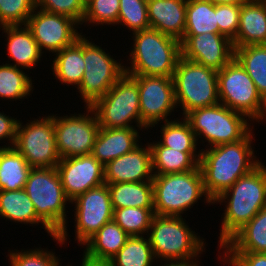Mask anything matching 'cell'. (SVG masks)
Segmentation results:
<instances>
[{
	"mask_svg": "<svg viewBox=\"0 0 266 266\" xmlns=\"http://www.w3.org/2000/svg\"><path fill=\"white\" fill-rule=\"evenodd\" d=\"M252 135L251 130L240 141L201 149L199 167L205 192L212 202L261 163L251 147L255 138Z\"/></svg>",
	"mask_w": 266,
	"mask_h": 266,
	"instance_id": "6da1fadb",
	"label": "cell"
},
{
	"mask_svg": "<svg viewBox=\"0 0 266 266\" xmlns=\"http://www.w3.org/2000/svg\"><path fill=\"white\" fill-rule=\"evenodd\" d=\"M227 200V201H226ZM227 203L222 216L219 236L221 248L266 206V166L260 163L248 174L239 178L214 201Z\"/></svg>",
	"mask_w": 266,
	"mask_h": 266,
	"instance_id": "7a4b0ae2",
	"label": "cell"
},
{
	"mask_svg": "<svg viewBox=\"0 0 266 266\" xmlns=\"http://www.w3.org/2000/svg\"><path fill=\"white\" fill-rule=\"evenodd\" d=\"M24 189L37 216L56 234L54 241L65 244L68 238L66 205L71 201L65 194L56 167L32 168Z\"/></svg>",
	"mask_w": 266,
	"mask_h": 266,
	"instance_id": "3957f363",
	"label": "cell"
},
{
	"mask_svg": "<svg viewBox=\"0 0 266 266\" xmlns=\"http://www.w3.org/2000/svg\"><path fill=\"white\" fill-rule=\"evenodd\" d=\"M130 66H124L127 75L173 77L181 57V41L156 29L133 33Z\"/></svg>",
	"mask_w": 266,
	"mask_h": 266,
	"instance_id": "277c9868",
	"label": "cell"
},
{
	"mask_svg": "<svg viewBox=\"0 0 266 266\" xmlns=\"http://www.w3.org/2000/svg\"><path fill=\"white\" fill-rule=\"evenodd\" d=\"M152 186L155 215L181 217V214L186 213L184 211L191 209L203 196L204 202L213 204L205 192L199 166L183 173L154 175Z\"/></svg>",
	"mask_w": 266,
	"mask_h": 266,
	"instance_id": "5b68a950",
	"label": "cell"
},
{
	"mask_svg": "<svg viewBox=\"0 0 266 266\" xmlns=\"http://www.w3.org/2000/svg\"><path fill=\"white\" fill-rule=\"evenodd\" d=\"M184 220L182 216L154 215L147 236L156 263L159 259L166 262L197 259L204 251L203 237Z\"/></svg>",
	"mask_w": 266,
	"mask_h": 266,
	"instance_id": "8992f818",
	"label": "cell"
},
{
	"mask_svg": "<svg viewBox=\"0 0 266 266\" xmlns=\"http://www.w3.org/2000/svg\"><path fill=\"white\" fill-rule=\"evenodd\" d=\"M173 81L176 106L181 107L182 118L194 109L220 103L218 72L213 69L181 56L174 71Z\"/></svg>",
	"mask_w": 266,
	"mask_h": 266,
	"instance_id": "52a82bcc",
	"label": "cell"
},
{
	"mask_svg": "<svg viewBox=\"0 0 266 266\" xmlns=\"http://www.w3.org/2000/svg\"><path fill=\"white\" fill-rule=\"evenodd\" d=\"M184 118L195 133L197 142L203 136V140L210 145L207 147L240 141L253 129L244 114L233 111L221 103L194 109Z\"/></svg>",
	"mask_w": 266,
	"mask_h": 266,
	"instance_id": "ba28073f",
	"label": "cell"
},
{
	"mask_svg": "<svg viewBox=\"0 0 266 266\" xmlns=\"http://www.w3.org/2000/svg\"><path fill=\"white\" fill-rule=\"evenodd\" d=\"M218 96L221 104L249 120L258 123L266 120V101L235 57L218 71Z\"/></svg>",
	"mask_w": 266,
	"mask_h": 266,
	"instance_id": "9c48e42d",
	"label": "cell"
},
{
	"mask_svg": "<svg viewBox=\"0 0 266 266\" xmlns=\"http://www.w3.org/2000/svg\"><path fill=\"white\" fill-rule=\"evenodd\" d=\"M90 107L102 128L139 127V130H142L139 88L130 75L124 73L113 87ZM133 121L136 126L132 125Z\"/></svg>",
	"mask_w": 266,
	"mask_h": 266,
	"instance_id": "30bf717a",
	"label": "cell"
},
{
	"mask_svg": "<svg viewBox=\"0 0 266 266\" xmlns=\"http://www.w3.org/2000/svg\"><path fill=\"white\" fill-rule=\"evenodd\" d=\"M83 59L85 71L77 88L84 106H91L103 97L124 75V66L113 59L101 46L86 39L83 35Z\"/></svg>",
	"mask_w": 266,
	"mask_h": 266,
	"instance_id": "8fae6325",
	"label": "cell"
},
{
	"mask_svg": "<svg viewBox=\"0 0 266 266\" xmlns=\"http://www.w3.org/2000/svg\"><path fill=\"white\" fill-rule=\"evenodd\" d=\"M29 121L23 126L19 120L13 147L32 168H55L61 157L55 140L54 114Z\"/></svg>",
	"mask_w": 266,
	"mask_h": 266,
	"instance_id": "7c38bea8",
	"label": "cell"
},
{
	"mask_svg": "<svg viewBox=\"0 0 266 266\" xmlns=\"http://www.w3.org/2000/svg\"><path fill=\"white\" fill-rule=\"evenodd\" d=\"M86 113L56 116L54 114L55 140L58 154L62 158L92 154L100 125L90 106Z\"/></svg>",
	"mask_w": 266,
	"mask_h": 266,
	"instance_id": "4fadbf2b",
	"label": "cell"
},
{
	"mask_svg": "<svg viewBox=\"0 0 266 266\" xmlns=\"http://www.w3.org/2000/svg\"><path fill=\"white\" fill-rule=\"evenodd\" d=\"M139 88L142 129H151L159 121H169L176 106L173 77L130 75Z\"/></svg>",
	"mask_w": 266,
	"mask_h": 266,
	"instance_id": "5bb4252c",
	"label": "cell"
},
{
	"mask_svg": "<svg viewBox=\"0 0 266 266\" xmlns=\"http://www.w3.org/2000/svg\"><path fill=\"white\" fill-rule=\"evenodd\" d=\"M75 238L84 245L104 224L112 221L113 208L107 184L87 190L73 201Z\"/></svg>",
	"mask_w": 266,
	"mask_h": 266,
	"instance_id": "9a60e30c",
	"label": "cell"
},
{
	"mask_svg": "<svg viewBox=\"0 0 266 266\" xmlns=\"http://www.w3.org/2000/svg\"><path fill=\"white\" fill-rule=\"evenodd\" d=\"M26 25L32 31L42 53L45 49L56 54L74 44L82 36L77 30L80 24L74 19L61 14L48 13L37 7Z\"/></svg>",
	"mask_w": 266,
	"mask_h": 266,
	"instance_id": "2e32d148",
	"label": "cell"
},
{
	"mask_svg": "<svg viewBox=\"0 0 266 266\" xmlns=\"http://www.w3.org/2000/svg\"><path fill=\"white\" fill-rule=\"evenodd\" d=\"M180 41L183 58L217 72L235 57L233 41L221 33L184 35Z\"/></svg>",
	"mask_w": 266,
	"mask_h": 266,
	"instance_id": "e0dca14e",
	"label": "cell"
},
{
	"mask_svg": "<svg viewBox=\"0 0 266 266\" xmlns=\"http://www.w3.org/2000/svg\"><path fill=\"white\" fill-rule=\"evenodd\" d=\"M56 169L70 201L105 183L104 166L92 154L62 158Z\"/></svg>",
	"mask_w": 266,
	"mask_h": 266,
	"instance_id": "ac0fdd59",
	"label": "cell"
},
{
	"mask_svg": "<svg viewBox=\"0 0 266 266\" xmlns=\"http://www.w3.org/2000/svg\"><path fill=\"white\" fill-rule=\"evenodd\" d=\"M152 154L149 144L138 145L104 166L105 184L152 181Z\"/></svg>",
	"mask_w": 266,
	"mask_h": 266,
	"instance_id": "d6986e66",
	"label": "cell"
},
{
	"mask_svg": "<svg viewBox=\"0 0 266 266\" xmlns=\"http://www.w3.org/2000/svg\"><path fill=\"white\" fill-rule=\"evenodd\" d=\"M187 0H147L150 28L178 40L184 37Z\"/></svg>",
	"mask_w": 266,
	"mask_h": 266,
	"instance_id": "ffe728a7",
	"label": "cell"
},
{
	"mask_svg": "<svg viewBox=\"0 0 266 266\" xmlns=\"http://www.w3.org/2000/svg\"><path fill=\"white\" fill-rule=\"evenodd\" d=\"M137 128H99L92 155L105 166L108 162L127 154L139 145Z\"/></svg>",
	"mask_w": 266,
	"mask_h": 266,
	"instance_id": "44dd1931",
	"label": "cell"
},
{
	"mask_svg": "<svg viewBox=\"0 0 266 266\" xmlns=\"http://www.w3.org/2000/svg\"><path fill=\"white\" fill-rule=\"evenodd\" d=\"M23 26L7 25L0 27V29L2 28V33H5L8 57L11 58L10 61H14V64L11 63L10 65L29 70L39 63L43 53L30 28L26 24Z\"/></svg>",
	"mask_w": 266,
	"mask_h": 266,
	"instance_id": "7402d4cb",
	"label": "cell"
},
{
	"mask_svg": "<svg viewBox=\"0 0 266 266\" xmlns=\"http://www.w3.org/2000/svg\"><path fill=\"white\" fill-rule=\"evenodd\" d=\"M234 47L266 44V0H247L241 5Z\"/></svg>",
	"mask_w": 266,
	"mask_h": 266,
	"instance_id": "603a6c76",
	"label": "cell"
},
{
	"mask_svg": "<svg viewBox=\"0 0 266 266\" xmlns=\"http://www.w3.org/2000/svg\"><path fill=\"white\" fill-rule=\"evenodd\" d=\"M152 154V170L154 175L183 173L195 170L199 166L201 150L198 152H181L159 142H148ZM198 153V154H197Z\"/></svg>",
	"mask_w": 266,
	"mask_h": 266,
	"instance_id": "cb8c5ba5",
	"label": "cell"
},
{
	"mask_svg": "<svg viewBox=\"0 0 266 266\" xmlns=\"http://www.w3.org/2000/svg\"><path fill=\"white\" fill-rule=\"evenodd\" d=\"M130 237L113 220L104 224L84 245V255L97 261H110Z\"/></svg>",
	"mask_w": 266,
	"mask_h": 266,
	"instance_id": "d4e9b609",
	"label": "cell"
},
{
	"mask_svg": "<svg viewBox=\"0 0 266 266\" xmlns=\"http://www.w3.org/2000/svg\"><path fill=\"white\" fill-rule=\"evenodd\" d=\"M21 224H42L43 229L51 236L56 234L37 216L33 202L25 189L17 191L0 190V218Z\"/></svg>",
	"mask_w": 266,
	"mask_h": 266,
	"instance_id": "484cf974",
	"label": "cell"
},
{
	"mask_svg": "<svg viewBox=\"0 0 266 266\" xmlns=\"http://www.w3.org/2000/svg\"><path fill=\"white\" fill-rule=\"evenodd\" d=\"M221 249L223 252L266 253V206Z\"/></svg>",
	"mask_w": 266,
	"mask_h": 266,
	"instance_id": "4316f807",
	"label": "cell"
},
{
	"mask_svg": "<svg viewBox=\"0 0 266 266\" xmlns=\"http://www.w3.org/2000/svg\"><path fill=\"white\" fill-rule=\"evenodd\" d=\"M52 74L61 84L76 85L78 88L85 71L83 59V35L71 46L54 54Z\"/></svg>",
	"mask_w": 266,
	"mask_h": 266,
	"instance_id": "83f0119b",
	"label": "cell"
},
{
	"mask_svg": "<svg viewBox=\"0 0 266 266\" xmlns=\"http://www.w3.org/2000/svg\"><path fill=\"white\" fill-rule=\"evenodd\" d=\"M113 209L154 208L152 181L107 184Z\"/></svg>",
	"mask_w": 266,
	"mask_h": 266,
	"instance_id": "f1b7e54d",
	"label": "cell"
},
{
	"mask_svg": "<svg viewBox=\"0 0 266 266\" xmlns=\"http://www.w3.org/2000/svg\"><path fill=\"white\" fill-rule=\"evenodd\" d=\"M32 167L14 147L0 148V190L24 189Z\"/></svg>",
	"mask_w": 266,
	"mask_h": 266,
	"instance_id": "f546056e",
	"label": "cell"
},
{
	"mask_svg": "<svg viewBox=\"0 0 266 266\" xmlns=\"http://www.w3.org/2000/svg\"><path fill=\"white\" fill-rule=\"evenodd\" d=\"M235 48V58L255 83L257 92L266 101V44Z\"/></svg>",
	"mask_w": 266,
	"mask_h": 266,
	"instance_id": "4dcf8cb0",
	"label": "cell"
},
{
	"mask_svg": "<svg viewBox=\"0 0 266 266\" xmlns=\"http://www.w3.org/2000/svg\"><path fill=\"white\" fill-rule=\"evenodd\" d=\"M220 33L217 24V5L208 0H187L184 35Z\"/></svg>",
	"mask_w": 266,
	"mask_h": 266,
	"instance_id": "1f68e13d",
	"label": "cell"
},
{
	"mask_svg": "<svg viewBox=\"0 0 266 266\" xmlns=\"http://www.w3.org/2000/svg\"><path fill=\"white\" fill-rule=\"evenodd\" d=\"M153 262L155 257L148 236H130L110 260L112 266H152Z\"/></svg>",
	"mask_w": 266,
	"mask_h": 266,
	"instance_id": "d6a6232c",
	"label": "cell"
},
{
	"mask_svg": "<svg viewBox=\"0 0 266 266\" xmlns=\"http://www.w3.org/2000/svg\"><path fill=\"white\" fill-rule=\"evenodd\" d=\"M165 121L161 125V145L180 150L181 152H197V138L189 122L183 118Z\"/></svg>",
	"mask_w": 266,
	"mask_h": 266,
	"instance_id": "836d02e7",
	"label": "cell"
},
{
	"mask_svg": "<svg viewBox=\"0 0 266 266\" xmlns=\"http://www.w3.org/2000/svg\"><path fill=\"white\" fill-rule=\"evenodd\" d=\"M32 79L19 67L5 63L0 65V97L6 100H19L30 96Z\"/></svg>",
	"mask_w": 266,
	"mask_h": 266,
	"instance_id": "e575fe53",
	"label": "cell"
},
{
	"mask_svg": "<svg viewBox=\"0 0 266 266\" xmlns=\"http://www.w3.org/2000/svg\"><path fill=\"white\" fill-rule=\"evenodd\" d=\"M154 215V208H118L113 209L112 220L128 235L144 236L149 232Z\"/></svg>",
	"mask_w": 266,
	"mask_h": 266,
	"instance_id": "d590c367",
	"label": "cell"
},
{
	"mask_svg": "<svg viewBox=\"0 0 266 266\" xmlns=\"http://www.w3.org/2000/svg\"><path fill=\"white\" fill-rule=\"evenodd\" d=\"M117 25L126 26L132 34L149 29L147 0H120Z\"/></svg>",
	"mask_w": 266,
	"mask_h": 266,
	"instance_id": "8d00e7d4",
	"label": "cell"
},
{
	"mask_svg": "<svg viewBox=\"0 0 266 266\" xmlns=\"http://www.w3.org/2000/svg\"><path fill=\"white\" fill-rule=\"evenodd\" d=\"M120 0H91L85 6L82 24L117 25Z\"/></svg>",
	"mask_w": 266,
	"mask_h": 266,
	"instance_id": "74e56055",
	"label": "cell"
},
{
	"mask_svg": "<svg viewBox=\"0 0 266 266\" xmlns=\"http://www.w3.org/2000/svg\"><path fill=\"white\" fill-rule=\"evenodd\" d=\"M36 8V0H0V27L25 25Z\"/></svg>",
	"mask_w": 266,
	"mask_h": 266,
	"instance_id": "f35d334b",
	"label": "cell"
},
{
	"mask_svg": "<svg viewBox=\"0 0 266 266\" xmlns=\"http://www.w3.org/2000/svg\"><path fill=\"white\" fill-rule=\"evenodd\" d=\"M35 248L31 250H11L9 261L11 266H61L59 257L52 251Z\"/></svg>",
	"mask_w": 266,
	"mask_h": 266,
	"instance_id": "ab89813d",
	"label": "cell"
},
{
	"mask_svg": "<svg viewBox=\"0 0 266 266\" xmlns=\"http://www.w3.org/2000/svg\"><path fill=\"white\" fill-rule=\"evenodd\" d=\"M36 7L48 13L68 16L80 25L85 15V6L80 0H36Z\"/></svg>",
	"mask_w": 266,
	"mask_h": 266,
	"instance_id": "60d3db41",
	"label": "cell"
},
{
	"mask_svg": "<svg viewBox=\"0 0 266 266\" xmlns=\"http://www.w3.org/2000/svg\"><path fill=\"white\" fill-rule=\"evenodd\" d=\"M241 5H217V24L219 32L233 40L239 27Z\"/></svg>",
	"mask_w": 266,
	"mask_h": 266,
	"instance_id": "b9f144b4",
	"label": "cell"
},
{
	"mask_svg": "<svg viewBox=\"0 0 266 266\" xmlns=\"http://www.w3.org/2000/svg\"><path fill=\"white\" fill-rule=\"evenodd\" d=\"M222 262L230 266H266V253L223 252ZM224 256V257H223Z\"/></svg>",
	"mask_w": 266,
	"mask_h": 266,
	"instance_id": "7bdbcfd3",
	"label": "cell"
},
{
	"mask_svg": "<svg viewBox=\"0 0 266 266\" xmlns=\"http://www.w3.org/2000/svg\"><path fill=\"white\" fill-rule=\"evenodd\" d=\"M19 120L17 118H12L11 116L7 115L3 112H0V141L6 140L9 141L10 144L0 146V148H9L13 147L15 139H16V132Z\"/></svg>",
	"mask_w": 266,
	"mask_h": 266,
	"instance_id": "ee69618b",
	"label": "cell"
},
{
	"mask_svg": "<svg viewBox=\"0 0 266 266\" xmlns=\"http://www.w3.org/2000/svg\"><path fill=\"white\" fill-rule=\"evenodd\" d=\"M198 262L200 261L197 259H189V260H181V261H167V263L165 261L164 264L162 265L157 264V266H199V264H197Z\"/></svg>",
	"mask_w": 266,
	"mask_h": 266,
	"instance_id": "f6af8a7d",
	"label": "cell"
},
{
	"mask_svg": "<svg viewBox=\"0 0 266 266\" xmlns=\"http://www.w3.org/2000/svg\"><path fill=\"white\" fill-rule=\"evenodd\" d=\"M80 264H81L80 266H112L110 261H97V260L89 259L84 254L82 258V263ZM67 266H70V265H67Z\"/></svg>",
	"mask_w": 266,
	"mask_h": 266,
	"instance_id": "bcb514c9",
	"label": "cell"
},
{
	"mask_svg": "<svg viewBox=\"0 0 266 266\" xmlns=\"http://www.w3.org/2000/svg\"><path fill=\"white\" fill-rule=\"evenodd\" d=\"M214 5H222V4H231V5H242L247 0H208Z\"/></svg>",
	"mask_w": 266,
	"mask_h": 266,
	"instance_id": "7dc6e473",
	"label": "cell"
},
{
	"mask_svg": "<svg viewBox=\"0 0 266 266\" xmlns=\"http://www.w3.org/2000/svg\"><path fill=\"white\" fill-rule=\"evenodd\" d=\"M84 6H86L91 0H80Z\"/></svg>",
	"mask_w": 266,
	"mask_h": 266,
	"instance_id": "c3c4849f",
	"label": "cell"
}]
</instances>
